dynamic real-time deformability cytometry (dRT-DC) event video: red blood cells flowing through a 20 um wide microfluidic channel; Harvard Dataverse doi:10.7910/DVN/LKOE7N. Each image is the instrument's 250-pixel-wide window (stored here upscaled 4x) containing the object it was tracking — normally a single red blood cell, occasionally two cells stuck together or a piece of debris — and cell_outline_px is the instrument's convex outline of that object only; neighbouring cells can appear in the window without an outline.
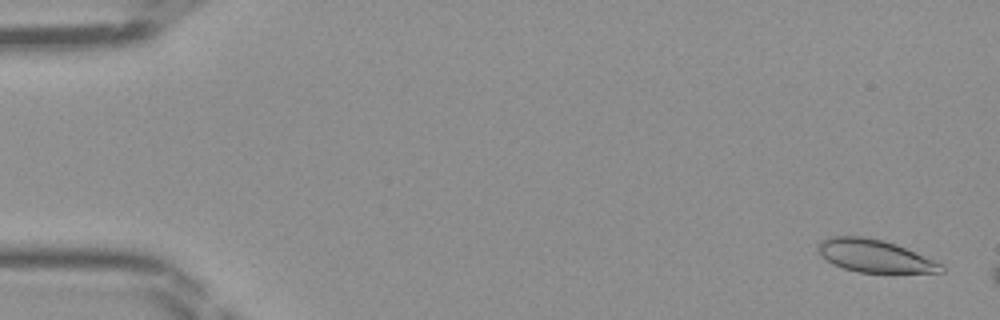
{"species": "Egyptian fruit bat (a non-hibernating species)", "species_latin": "Rousettus aegyptiacus", "temperature_condition": "room temperature", "stored_images_in_passage": 9, "camera_frame_rate_fps": 3000, "um_per_image_px": 0.085, "frame": {"image": 1, "passage_image": 2, "time_ms": 0.333, "image_size_px": [1000, 320], "cell_outline_px": [[944, 272], [856, 272], [832, 264], [820, 256], [816, 248], [816, 244], [820, 240], [832, 236], [864, 236], [884, 240], [896, 244], [944, 264]], "centroid_in_image_um": [74.29, 21.74], "position_along_channel_um": 10.7, "area_um2": 23.58}}